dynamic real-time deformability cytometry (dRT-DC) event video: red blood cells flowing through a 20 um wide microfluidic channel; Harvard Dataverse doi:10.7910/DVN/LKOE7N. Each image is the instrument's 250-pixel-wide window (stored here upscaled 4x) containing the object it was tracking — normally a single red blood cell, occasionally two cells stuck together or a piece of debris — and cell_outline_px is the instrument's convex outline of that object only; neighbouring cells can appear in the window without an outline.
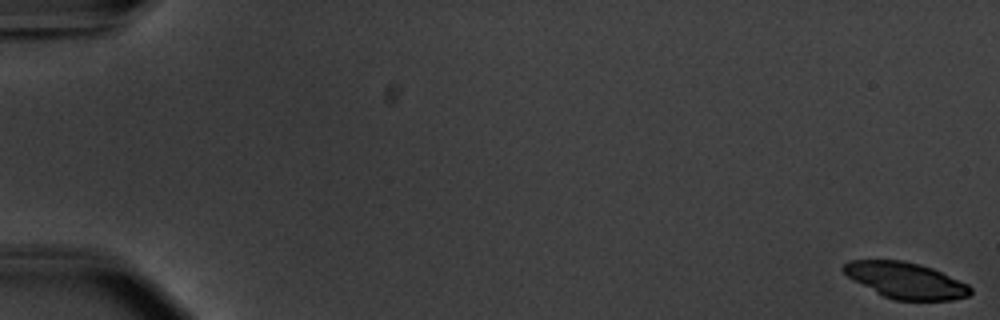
{"species": "common noctule bat (a hibernating species)", "species_latin": "Nyctalus noctula", "temperature_condition": "warm", "stored_images_in_passage": 17, "segment_of_instrument_passage": [1, 2], "camera_frame_rate_fps": 3000, "um_per_image_px": 0.085, "animal": {"sex": "male", "body_mass_g": 20.1, "forearm_length_mm": 53.5}, "frame": {"image": 1, "passage_image": 1, "time_ms": 0.0, "image_size_px": [1000, 320], "cell_outline_px": [[972, 292], [968, 296], [952, 300], [892, 300], [876, 292], [848, 276], [840, 268], [848, 260], [904, 260], [920, 264], [932, 268], [968, 284], [972, 288]], "centroid_in_image_um": [77.0, 23.83], "position_along_channel_um": 8.0, "area_um2": 26.53}}